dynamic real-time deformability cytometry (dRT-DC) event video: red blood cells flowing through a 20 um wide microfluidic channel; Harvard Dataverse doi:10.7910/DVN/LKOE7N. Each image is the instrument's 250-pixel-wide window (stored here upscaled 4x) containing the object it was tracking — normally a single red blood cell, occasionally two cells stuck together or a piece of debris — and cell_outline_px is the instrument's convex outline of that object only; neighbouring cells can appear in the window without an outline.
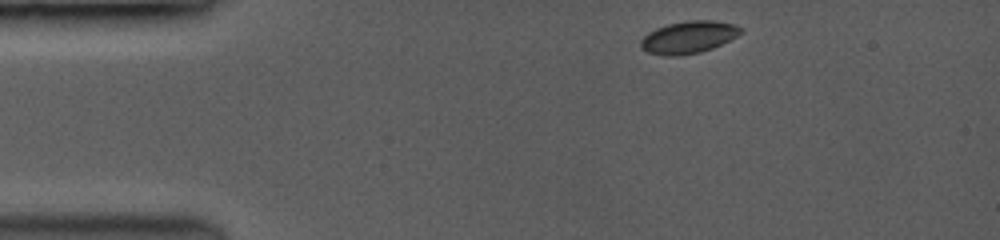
{"species": "common noctule bat (a hibernating species)", "species_latin": "Nyctalus noctula", "temperature_condition": "room temperature", "stored_images_in_passage": 10, "camera_frame_rate_fps": 3500, "um_per_image_px": 0.085, "animal": {"sex": "female", "body_mass_g": 19.0, "forearm_length_mm": 53.3}, "frame": {"image": 1, "passage_image": 1, "time_ms": 0.0, "image_size_px": [1000, 240], "cell_outline_px": [[740, 32], [736, 36], [712, 48], [700, 52], [672, 56], [648, 52], [640, 44], [640, 40], [648, 32], [656, 28], [668, 24], [688, 20], [712, 20], [732, 24], [740, 28]], "centroid_in_image_um": [58.49, 3.15], "position_along_channel_um": 26.5, "area_um2": 18.26}}